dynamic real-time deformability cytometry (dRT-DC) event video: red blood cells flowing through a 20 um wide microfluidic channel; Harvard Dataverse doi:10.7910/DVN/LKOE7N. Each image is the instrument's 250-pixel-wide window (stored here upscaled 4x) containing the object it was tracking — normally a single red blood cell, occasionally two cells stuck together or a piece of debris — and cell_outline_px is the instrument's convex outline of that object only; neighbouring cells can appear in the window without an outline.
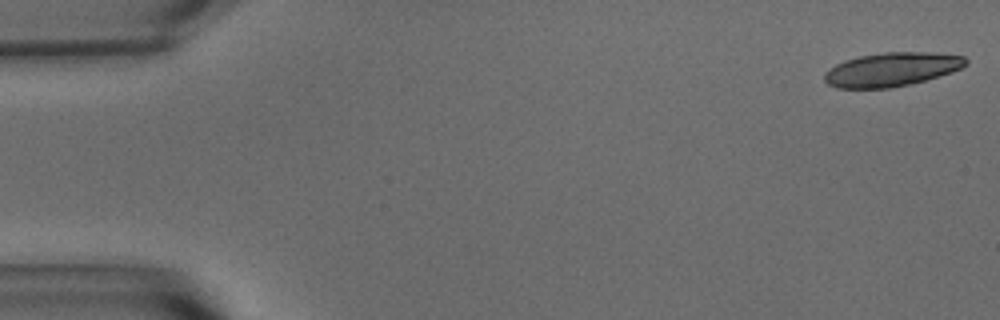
{"species": "common noctule bat (a hibernating species)", "species_latin": "Nyctalus noctula", "temperature_condition": "warm", "stored_images_in_passage": 19, "camera_frame_rate_fps": 3000, "um_per_image_px": 0.085, "animal": {"sex": "male", "body_mass_g": 15.6}, "frame": {"image": 1, "passage_image": 1, "time_ms": 0.0, "image_size_px": [1000, 320], "cell_outline_px": [[968, 64], [952, 72], [924, 80], [892, 88], [836, 88], [828, 84], [824, 80], [824, 72], [836, 64], [844, 60], [860, 56], [884, 52], [932, 52], [964, 56], [968, 60]], "centroid_in_image_um": [75.78, 5.9], "position_along_channel_um": 9.2, "area_um2": 27.86}}
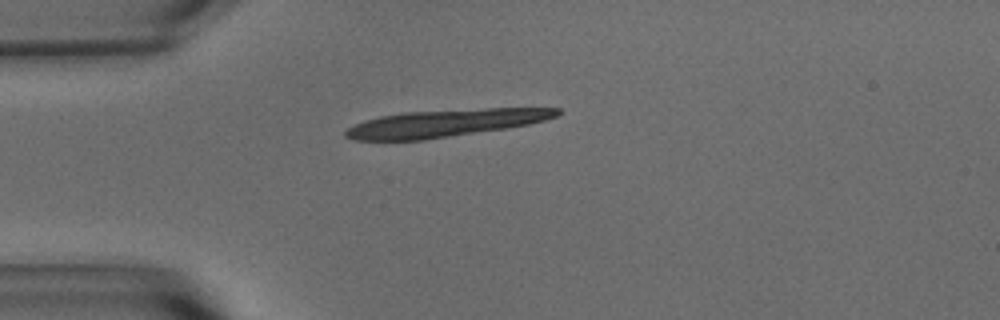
{"frame": {"image": 2, "passage_image": 14, "time_ms": 4.333, "image_size_px": [1000, 320], "cell_outline_px": [[564, 112], [556, 116], [544, 120], [528, 124], [508, 128], [424, 140], [352, 140], [344, 136], [344, 128], [364, 120], [380, 116], [404, 112], [488, 108], [560, 108]], "centroid_in_image_um": [37.81, 10.47], "position_along_channel_um": 47.2, "area_um2": 33.81}}